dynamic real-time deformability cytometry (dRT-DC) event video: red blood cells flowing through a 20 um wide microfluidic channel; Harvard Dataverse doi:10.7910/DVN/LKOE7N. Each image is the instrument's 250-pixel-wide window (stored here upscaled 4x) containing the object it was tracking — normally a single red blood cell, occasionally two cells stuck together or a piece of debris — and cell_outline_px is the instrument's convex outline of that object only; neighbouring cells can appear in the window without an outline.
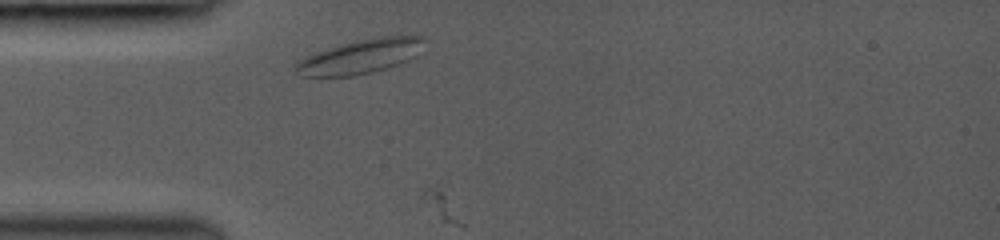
{"species": "common noctule bat (a hibernating species)", "species_latin": "Nyctalus noctula", "temperature_condition": "room temperature", "stored_images_in_passage": 3, "camera_frame_rate_fps": 3000, "um_per_image_px": 0.085, "animal": {"sex": "female", "body_mass_g": 19.0, "forearm_length_mm": 53.3}, "frame": {"image": 1, "passage_image": 1, "time_ms": 0.0, "image_size_px": [1000, 240], "cell_outline_px": [[424, 36], [416, 56], [408, 60], [372, 72], [356, 76], [300, 76], [296, 72], [296, 64], [304, 56], [340, 44], [356, 40], [380, 36]], "centroid_in_image_um": [30.58, 4.8], "position_along_channel_um": 54.4, "area_um2": 25.26}}